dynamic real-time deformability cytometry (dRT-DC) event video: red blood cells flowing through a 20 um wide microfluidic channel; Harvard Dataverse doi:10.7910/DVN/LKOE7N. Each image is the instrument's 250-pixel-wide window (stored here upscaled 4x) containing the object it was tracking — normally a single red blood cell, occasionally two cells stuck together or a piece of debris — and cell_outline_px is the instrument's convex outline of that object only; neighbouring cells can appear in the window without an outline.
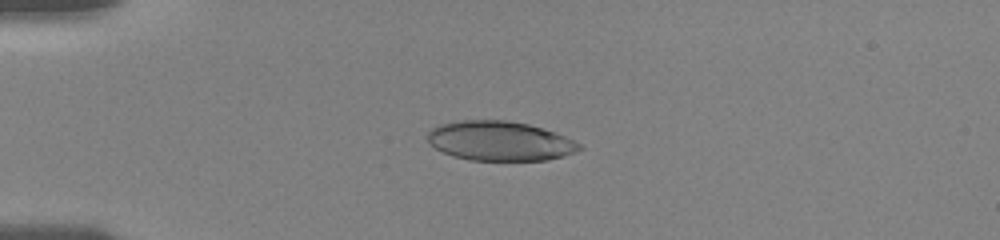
{"species": "human", "species_latin": "Homo sapiens", "temperature_condition": "room temperature", "stored_images_in_passage": 29, "camera_frame_rate_fps": 3000, "um_per_image_px": 0.085, "donor": {"sex": "female"}, "frame": {"image": 1, "passage_image": 15, "time_ms": 4.0, "image_size_px": [1000, 240], "cell_outline_px": [[584, 148], [576, 152], [564, 156], [548, 160], [468, 160], [452, 156], [436, 148], [428, 140], [428, 132], [432, 128], [440, 124], [460, 120], [508, 120], [528, 124], [556, 132], [580, 144]], "centroid_in_image_um": [42.5, 11.98], "position_along_channel_um": 42.5, "area_um2": 34.97}}
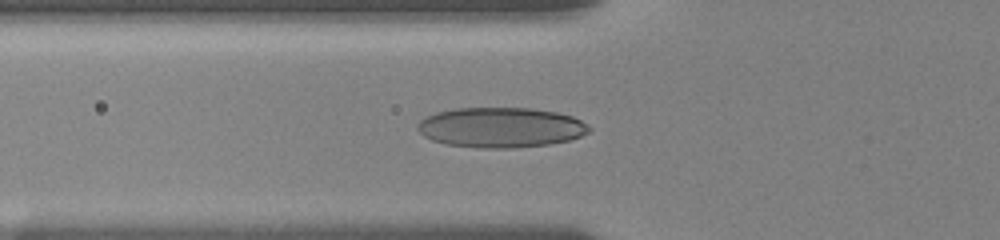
{"frame": {"image": 2, "passage_image": 26, "time_ms": 6.0, "image_size_px": [1000, 240], "cell_outline_px": [[592, 128], [588, 132], [580, 136], [568, 140], [548, 144], [512, 148], [480, 148], [448, 144], [432, 140], [424, 136], [416, 128], [420, 120], [436, 112], [456, 108], [532, 108], [556, 112], [572, 116], [588, 124]], "centroid_in_image_um": [42.57, 10.83], "position_along_channel_um": 83.2, "area_um2": 40.0}}